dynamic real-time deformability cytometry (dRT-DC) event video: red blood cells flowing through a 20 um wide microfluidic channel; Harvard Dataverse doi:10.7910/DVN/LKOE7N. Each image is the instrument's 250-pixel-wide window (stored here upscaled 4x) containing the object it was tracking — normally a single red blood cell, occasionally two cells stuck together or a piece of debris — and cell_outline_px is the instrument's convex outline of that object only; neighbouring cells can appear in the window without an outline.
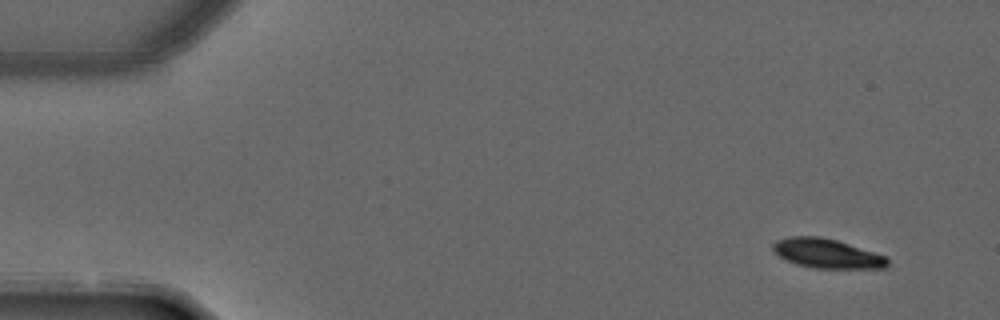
{"species": "common noctule bat (a hibernating species)", "species_latin": "Nyctalus noctula", "temperature_condition": "warm", "stored_images_in_passage": 2, "camera_frame_rate_fps": 3000, "um_per_image_px": 0.085, "animal": {"sex": "male", "forearm_length_mm": 52.5}, "frame": {"image": 1, "passage_image": 1, "time_ms": 0.0, "image_size_px": [1000, 320], "cell_outline_px": [[888, 268], [812, 268], [796, 264], [780, 256], [772, 248], [772, 244], [776, 240], [788, 236], [820, 236], [836, 240], [888, 256]], "centroid_in_image_um": [70.31, 21.54], "position_along_channel_um": 14.7, "area_um2": 19.65}}
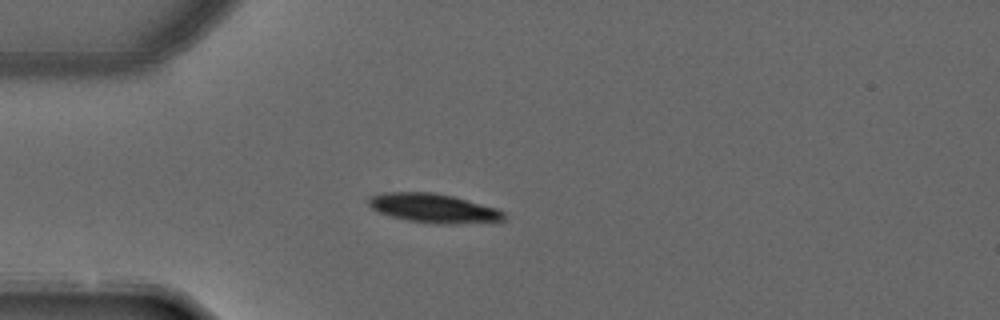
{"frame": {"image": 2, "passage_image": 2, "time_ms": 0.333, "image_size_px": [1000, 320], "cell_outline_px": [[504, 220], [456, 224], [440, 224], [408, 220], [392, 216], [380, 212], [372, 208], [368, 204], [368, 196], [384, 192], [432, 192], [452, 196], [496, 208], [504, 212]], "centroid_in_image_um": [36.81, 17.69], "position_along_channel_um": 48.2, "area_um2": 22.66}}